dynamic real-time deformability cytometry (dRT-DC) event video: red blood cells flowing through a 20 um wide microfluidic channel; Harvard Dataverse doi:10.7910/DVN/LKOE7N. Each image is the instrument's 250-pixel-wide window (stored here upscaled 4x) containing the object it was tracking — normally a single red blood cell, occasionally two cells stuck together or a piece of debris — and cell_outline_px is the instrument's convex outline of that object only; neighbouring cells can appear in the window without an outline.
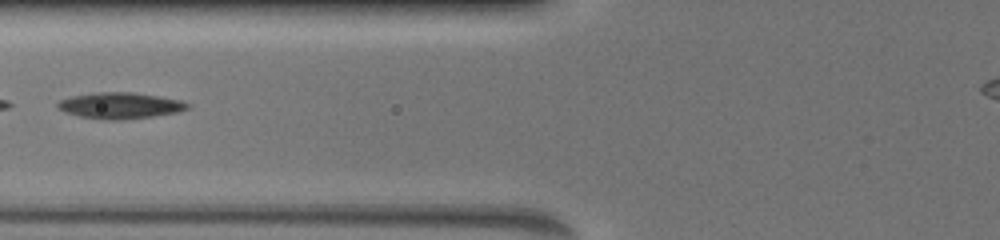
{"species": "common noctule bat (a hibernating species)", "species_latin": "Nyctalus noctula", "temperature_condition": "warm", "stored_images_in_passage": 4, "camera_frame_rate_fps": 3000, "um_per_image_px": 0.085, "animal": {"sex": "female", "body_mass_g": 19.5, "forearm_length_mm": 54.1}, "frame": {"image": 1, "passage_image": 3, "time_ms": 1.667, "image_size_px": [1000, 240], "cell_outline_px": [[192, 108], [176, 112], [152, 116], [124, 120], [104, 120], [80, 116], [64, 112], [56, 108], [56, 104], [60, 100], [72, 96], [100, 92], [132, 92], [180, 100], [192, 104]], "centroid_in_image_um": [10.21, 8.98], "position_along_channel_um": 115.6, "area_um2": 19.83}}